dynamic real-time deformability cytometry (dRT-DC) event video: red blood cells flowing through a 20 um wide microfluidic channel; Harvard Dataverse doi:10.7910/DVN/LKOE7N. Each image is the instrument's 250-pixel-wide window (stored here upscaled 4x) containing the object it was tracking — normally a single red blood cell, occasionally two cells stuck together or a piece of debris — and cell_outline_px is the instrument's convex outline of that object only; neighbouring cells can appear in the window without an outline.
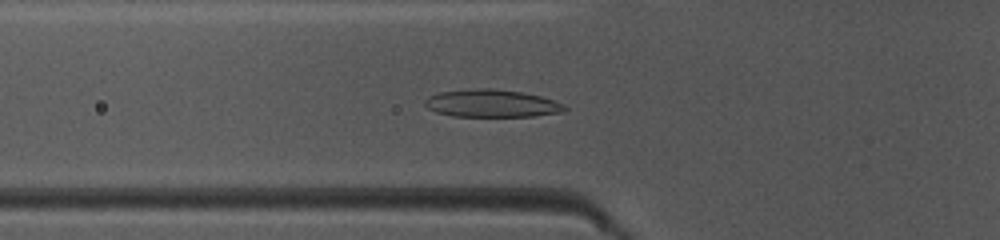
{"species": "common noctule bat (a hibernating species)", "species_latin": "Nyctalus noctula", "temperature_condition": "warm", "stored_images_in_passage": 39, "camera_frame_rate_fps": 3000, "um_per_image_px": 0.085, "animal": {"sex": "female", "body_mass_g": 10.0, "forearm_length_mm": 53.1}, "frame": {"image": 1, "passage_image": 8, "time_ms": 2.333, "image_size_px": [1000, 240], "cell_outline_px": [[568, 108], [564, 112], [536, 116], [452, 116], [436, 112], [428, 108], [424, 104], [424, 100], [428, 96], [440, 92], [480, 88], [492, 88], [520, 92], [540, 96], [564, 104]], "centroid_in_image_um": [41.8, 8.79], "position_along_channel_um": 84.0, "area_um2": 22.43}}
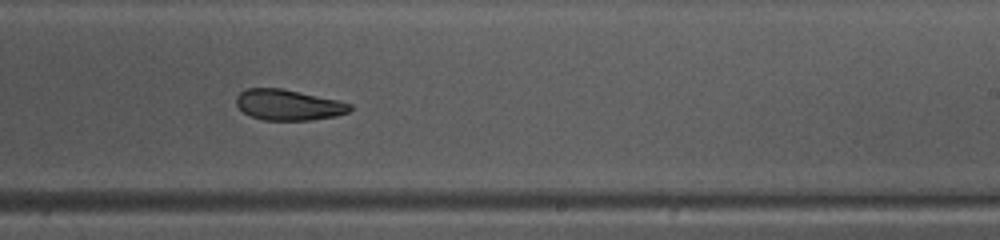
{"frame": {"image": 2, "passage_image": 21, "time_ms": 6.667, "image_size_px": [1000, 240], "cell_outline_px": [[352, 108], [348, 112], [336, 116], [312, 120], [264, 120], [252, 116], [244, 112], [236, 104], [236, 96], [240, 92], [248, 88], [280, 88], [336, 100], [352, 104]], "centroid_in_image_um": [24.5, 8.92], "position_along_channel_um": 264.5, "area_um2": 20.11}}
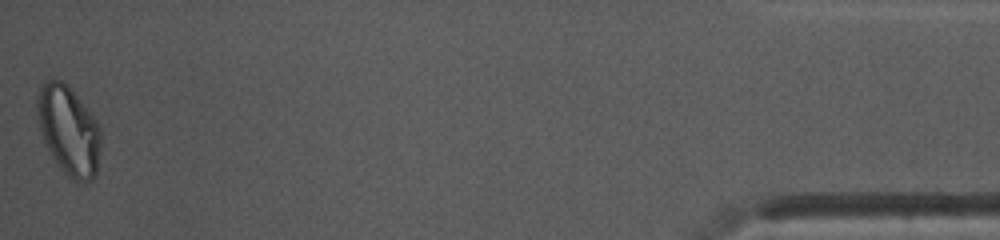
{"frame": {"image": 3, "passage_image": 39, "time_ms": 12.667, "image_size_px": [1000, 240], "cell_outline_px": [[100, 144], [96, 176], [92, 180], [72, 180], [56, 164], [44, 144], [40, 128], [36, 108], [36, 96], [40, 84], [44, 80], [60, 80], [68, 84], [96, 120], [100, 128]], "centroid_in_image_um": [5.8, 11.06], "position_along_channel_um": 429.4, "area_um2": 33.18}, "authors_computed_cell_mechanics": {"area_um2": 21.8484, "velocity_mm_per_s": 4.1399, "shape_relaxation_time_tau1_ms": 5.2905, "shape_relaxation_time_tau2_ms": 2.8143, "deformation_change_tau1": 0.1582, "deformation_change_tau2": 0.0576}}